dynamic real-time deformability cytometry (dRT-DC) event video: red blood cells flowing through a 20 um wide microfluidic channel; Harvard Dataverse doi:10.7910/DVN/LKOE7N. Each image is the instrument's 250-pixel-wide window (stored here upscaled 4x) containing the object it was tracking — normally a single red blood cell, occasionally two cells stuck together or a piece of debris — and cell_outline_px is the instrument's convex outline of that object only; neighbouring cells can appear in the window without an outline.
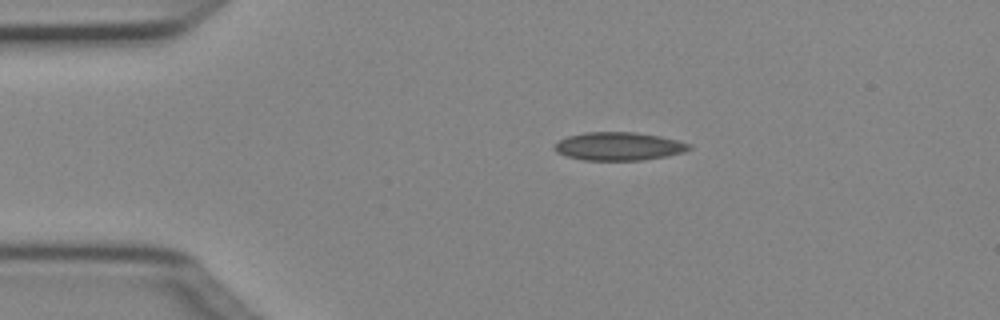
{"species": "Egyptian fruit bat (a non-hibernating species)", "species_latin": "Rousettus aegyptiacus", "temperature_condition": "cold", "stored_images_in_passage": 4, "camera_frame_rate_fps": 3000, "um_per_image_px": 0.085, "animal": {"sex": "female"}, "frame": {"image": 1, "passage_image": 4, "time_ms": 1.0, "image_size_px": [1000, 320], "cell_outline_px": [[692, 148], [684, 152], [668, 156], [640, 160], [584, 160], [568, 156], [556, 152], [556, 144], [560, 140], [568, 136], [584, 132], [636, 132], [660, 136], [692, 144]], "centroid_in_image_um": [52.64, 12.43], "position_along_channel_um": 32.4, "area_um2": 22.02}}